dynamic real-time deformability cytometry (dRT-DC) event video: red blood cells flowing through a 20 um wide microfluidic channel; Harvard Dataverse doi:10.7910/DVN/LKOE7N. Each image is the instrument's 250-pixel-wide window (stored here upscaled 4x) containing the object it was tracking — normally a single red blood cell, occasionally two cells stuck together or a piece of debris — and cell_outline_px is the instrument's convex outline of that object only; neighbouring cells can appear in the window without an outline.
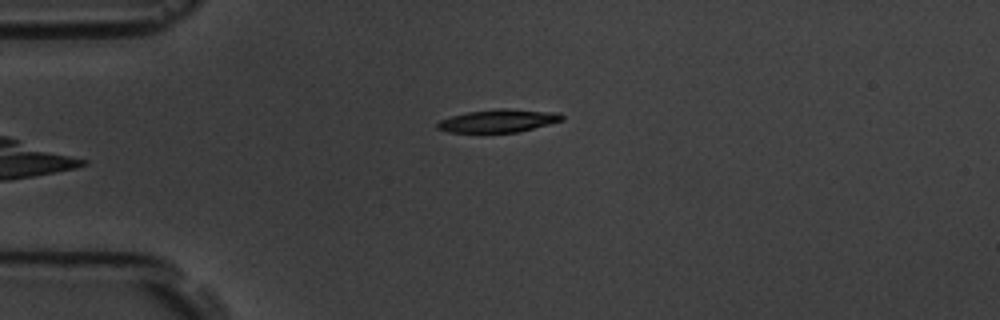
{"species": "common noctule bat (a hibernating species)", "species_latin": "Nyctalus noctula", "temperature_condition": "room temperature", "stored_images_in_passage": 6, "camera_frame_rate_fps": 3000, "um_per_image_px": 0.085, "animal": {"sex": "male", "body_mass_g": 19.5, "forearm_length_mm": 54.6}, "frame": {"image": 1, "passage_image": 6, "time_ms": 6.0, "image_size_px": [1000, 320], "cell_outline_px": [[564, 120], [516, 132], [448, 132], [436, 128], [436, 124], [440, 120], [452, 116], [468, 112], [496, 108], [504, 108], [560, 112], [564, 116]], "centroid_in_image_um": [42.38, 10.25], "position_along_channel_um": 42.6, "area_um2": 16.59}}